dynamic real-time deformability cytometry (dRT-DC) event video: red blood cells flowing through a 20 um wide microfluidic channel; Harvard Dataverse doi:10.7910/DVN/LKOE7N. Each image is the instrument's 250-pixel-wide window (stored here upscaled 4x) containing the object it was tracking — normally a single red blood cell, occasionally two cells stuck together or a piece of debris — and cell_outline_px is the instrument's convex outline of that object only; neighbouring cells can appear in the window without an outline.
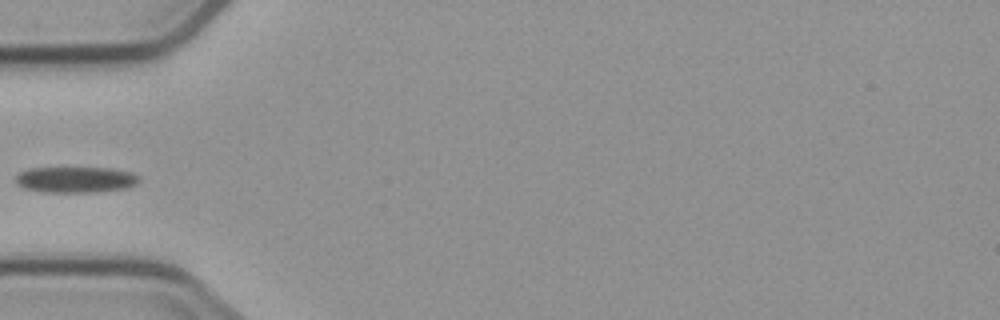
{"species": "common noctule bat (a hibernating species)", "species_latin": "Nyctalus noctula", "temperature_condition": "cold", "stored_images_in_passage": 5, "camera_frame_rate_fps": 3000, "um_per_image_px": 0.085, "animal": {"sex": "male", "body_mass_g": 23.1, "forearm_length_mm": 52.7}, "frame": {"image": 1, "passage_image": 4, "time_ms": 4.333, "image_size_px": [1000, 320], "cell_outline_px": [[140, 180], [136, 184], [128, 188], [96, 192], [44, 192], [24, 188], [16, 184], [16, 176], [20, 172], [28, 168], [108, 168], [132, 172], [140, 176]], "centroid_in_image_um": [6.45, 15.27], "position_along_channel_um": 78.6, "area_um2": 18.79}}
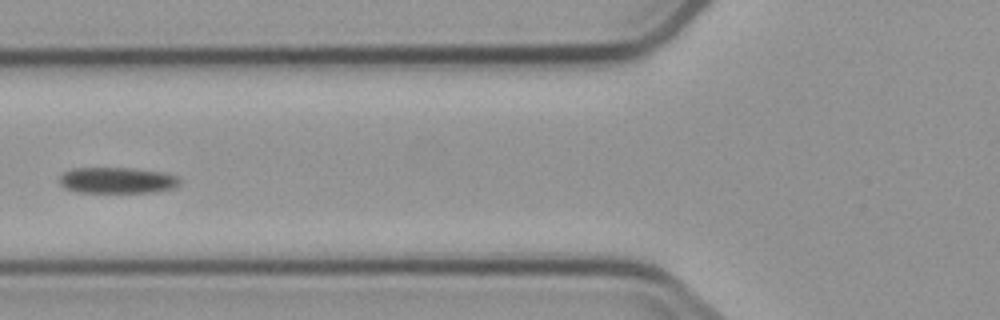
{"frame": {"image": 2, "passage_image": 5, "time_ms": 5.333, "image_size_px": [1000, 320], "cell_outline_px": [[180, 184], [172, 188], [156, 192], [76, 192], [64, 188], [60, 184], [60, 172], [72, 168], [136, 168], [164, 172], [176, 176], [180, 180]], "centroid_in_image_um": [9.93, 15.32], "position_along_channel_um": 115.9, "area_um2": 18.5}}